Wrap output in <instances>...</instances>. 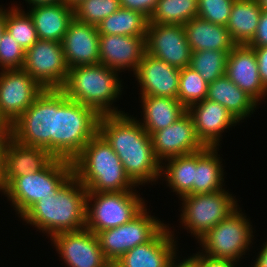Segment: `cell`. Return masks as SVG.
Wrapping results in <instances>:
<instances>
[{
  "mask_svg": "<svg viewBox=\"0 0 267 267\" xmlns=\"http://www.w3.org/2000/svg\"><path fill=\"white\" fill-rule=\"evenodd\" d=\"M166 225L151 241L127 251L118 261V267H168L177 256L174 231Z\"/></svg>",
  "mask_w": 267,
  "mask_h": 267,
  "instance_id": "7402d4cb",
  "label": "cell"
},
{
  "mask_svg": "<svg viewBox=\"0 0 267 267\" xmlns=\"http://www.w3.org/2000/svg\"><path fill=\"white\" fill-rule=\"evenodd\" d=\"M86 197V188L73 176L55 196L37 201L21 219L50 238L60 232L82 230L86 226Z\"/></svg>",
  "mask_w": 267,
  "mask_h": 267,
  "instance_id": "7a4b0ae2",
  "label": "cell"
},
{
  "mask_svg": "<svg viewBox=\"0 0 267 267\" xmlns=\"http://www.w3.org/2000/svg\"><path fill=\"white\" fill-rule=\"evenodd\" d=\"M22 69L44 89H61L69 71L61 42L38 39L25 51Z\"/></svg>",
  "mask_w": 267,
  "mask_h": 267,
  "instance_id": "7c38bea8",
  "label": "cell"
},
{
  "mask_svg": "<svg viewBox=\"0 0 267 267\" xmlns=\"http://www.w3.org/2000/svg\"><path fill=\"white\" fill-rule=\"evenodd\" d=\"M206 99L220 103L238 122L253 114L259 105L226 75L208 84Z\"/></svg>",
  "mask_w": 267,
  "mask_h": 267,
  "instance_id": "484cf974",
  "label": "cell"
},
{
  "mask_svg": "<svg viewBox=\"0 0 267 267\" xmlns=\"http://www.w3.org/2000/svg\"><path fill=\"white\" fill-rule=\"evenodd\" d=\"M257 1H258V4H259V7L262 10H266L267 11V0H257Z\"/></svg>",
  "mask_w": 267,
  "mask_h": 267,
  "instance_id": "f907efd6",
  "label": "cell"
},
{
  "mask_svg": "<svg viewBox=\"0 0 267 267\" xmlns=\"http://www.w3.org/2000/svg\"><path fill=\"white\" fill-rule=\"evenodd\" d=\"M134 75L140 95L178 98L179 68L145 53Z\"/></svg>",
  "mask_w": 267,
  "mask_h": 267,
  "instance_id": "ac0fdd59",
  "label": "cell"
},
{
  "mask_svg": "<svg viewBox=\"0 0 267 267\" xmlns=\"http://www.w3.org/2000/svg\"><path fill=\"white\" fill-rule=\"evenodd\" d=\"M143 112L139 123L151 136L154 132L172 125L187 109L178 99L160 96L141 95Z\"/></svg>",
  "mask_w": 267,
  "mask_h": 267,
  "instance_id": "4316f807",
  "label": "cell"
},
{
  "mask_svg": "<svg viewBox=\"0 0 267 267\" xmlns=\"http://www.w3.org/2000/svg\"><path fill=\"white\" fill-rule=\"evenodd\" d=\"M262 9L257 0H235L227 29L237 45L248 44L256 33Z\"/></svg>",
  "mask_w": 267,
  "mask_h": 267,
  "instance_id": "f1b7e54d",
  "label": "cell"
},
{
  "mask_svg": "<svg viewBox=\"0 0 267 267\" xmlns=\"http://www.w3.org/2000/svg\"><path fill=\"white\" fill-rule=\"evenodd\" d=\"M187 42L192 50H220L229 53L237 44L226 26L194 17L183 25Z\"/></svg>",
  "mask_w": 267,
  "mask_h": 267,
  "instance_id": "d4e9b609",
  "label": "cell"
},
{
  "mask_svg": "<svg viewBox=\"0 0 267 267\" xmlns=\"http://www.w3.org/2000/svg\"><path fill=\"white\" fill-rule=\"evenodd\" d=\"M44 88L23 69L0 71V114L12 124Z\"/></svg>",
  "mask_w": 267,
  "mask_h": 267,
  "instance_id": "4fadbf2b",
  "label": "cell"
},
{
  "mask_svg": "<svg viewBox=\"0 0 267 267\" xmlns=\"http://www.w3.org/2000/svg\"><path fill=\"white\" fill-rule=\"evenodd\" d=\"M195 170L196 152L173 157L161 164L160 179L165 177L162 180L165 179L167 186L172 188V192H176V195L182 198L195 194Z\"/></svg>",
  "mask_w": 267,
  "mask_h": 267,
  "instance_id": "f546056e",
  "label": "cell"
},
{
  "mask_svg": "<svg viewBox=\"0 0 267 267\" xmlns=\"http://www.w3.org/2000/svg\"><path fill=\"white\" fill-rule=\"evenodd\" d=\"M180 200L183 201L180 223L197 240L239 207L236 198L226 189L186 195Z\"/></svg>",
  "mask_w": 267,
  "mask_h": 267,
  "instance_id": "30bf717a",
  "label": "cell"
},
{
  "mask_svg": "<svg viewBox=\"0 0 267 267\" xmlns=\"http://www.w3.org/2000/svg\"><path fill=\"white\" fill-rule=\"evenodd\" d=\"M187 112L193 120L198 139L205 147H219L225 129L229 130L239 123L224 106L206 98L190 106Z\"/></svg>",
  "mask_w": 267,
  "mask_h": 267,
  "instance_id": "e0dca14e",
  "label": "cell"
},
{
  "mask_svg": "<svg viewBox=\"0 0 267 267\" xmlns=\"http://www.w3.org/2000/svg\"><path fill=\"white\" fill-rule=\"evenodd\" d=\"M242 210L237 208L227 218L208 230L198 242L201 253L213 258L240 262L253 241V226Z\"/></svg>",
  "mask_w": 267,
  "mask_h": 267,
  "instance_id": "ba28073f",
  "label": "cell"
},
{
  "mask_svg": "<svg viewBox=\"0 0 267 267\" xmlns=\"http://www.w3.org/2000/svg\"><path fill=\"white\" fill-rule=\"evenodd\" d=\"M264 243L262 246L263 248H261V251L258 252L259 254L257 255L254 262L252 263L253 267H267V241Z\"/></svg>",
  "mask_w": 267,
  "mask_h": 267,
  "instance_id": "ee69618b",
  "label": "cell"
},
{
  "mask_svg": "<svg viewBox=\"0 0 267 267\" xmlns=\"http://www.w3.org/2000/svg\"><path fill=\"white\" fill-rule=\"evenodd\" d=\"M208 84L203 77L190 66L180 69L178 100L188 109L207 97Z\"/></svg>",
  "mask_w": 267,
  "mask_h": 267,
  "instance_id": "e575fe53",
  "label": "cell"
},
{
  "mask_svg": "<svg viewBox=\"0 0 267 267\" xmlns=\"http://www.w3.org/2000/svg\"><path fill=\"white\" fill-rule=\"evenodd\" d=\"M250 47L267 46V11L262 10L257 30L252 40L247 44Z\"/></svg>",
  "mask_w": 267,
  "mask_h": 267,
  "instance_id": "ab89813d",
  "label": "cell"
},
{
  "mask_svg": "<svg viewBox=\"0 0 267 267\" xmlns=\"http://www.w3.org/2000/svg\"><path fill=\"white\" fill-rule=\"evenodd\" d=\"M151 138L154 154L161 164L170 158L205 148L195 133L193 120L187 111L172 125L154 132Z\"/></svg>",
  "mask_w": 267,
  "mask_h": 267,
  "instance_id": "2e32d148",
  "label": "cell"
},
{
  "mask_svg": "<svg viewBox=\"0 0 267 267\" xmlns=\"http://www.w3.org/2000/svg\"><path fill=\"white\" fill-rule=\"evenodd\" d=\"M97 26L74 18L61 42L68 68L100 62Z\"/></svg>",
  "mask_w": 267,
  "mask_h": 267,
  "instance_id": "ffe728a7",
  "label": "cell"
},
{
  "mask_svg": "<svg viewBox=\"0 0 267 267\" xmlns=\"http://www.w3.org/2000/svg\"><path fill=\"white\" fill-rule=\"evenodd\" d=\"M73 176L72 161L53 157L39 171L17 178H0V192L20 218L37 201L55 196Z\"/></svg>",
  "mask_w": 267,
  "mask_h": 267,
  "instance_id": "8992f818",
  "label": "cell"
},
{
  "mask_svg": "<svg viewBox=\"0 0 267 267\" xmlns=\"http://www.w3.org/2000/svg\"><path fill=\"white\" fill-rule=\"evenodd\" d=\"M197 14L198 0H159L148 24L184 25Z\"/></svg>",
  "mask_w": 267,
  "mask_h": 267,
  "instance_id": "1f68e13d",
  "label": "cell"
},
{
  "mask_svg": "<svg viewBox=\"0 0 267 267\" xmlns=\"http://www.w3.org/2000/svg\"><path fill=\"white\" fill-rule=\"evenodd\" d=\"M50 240L68 267H104L109 263L100 248L96 234L86 228L60 232Z\"/></svg>",
  "mask_w": 267,
  "mask_h": 267,
  "instance_id": "9a60e30c",
  "label": "cell"
},
{
  "mask_svg": "<svg viewBox=\"0 0 267 267\" xmlns=\"http://www.w3.org/2000/svg\"><path fill=\"white\" fill-rule=\"evenodd\" d=\"M10 137L20 144L45 149L54 157V89H44L10 124Z\"/></svg>",
  "mask_w": 267,
  "mask_h": 267,
  "instance_id": "9c48e42d",
  "label": "cell"
},
{
  "mask_svg": "<svg viewBox=\"0 0 267 267\" xmlns=\"http://www.w3.org/2000/svg\"><path fill=\"white\" fill-rule=\"evenodd\" d=\"M118 72L101 63L76 66L69 69L61 90L68 99L92 108L99 116L125 113L112 105L123 91Z\"/></svg>",
  "mask_w": 267,
  "mask_h": 267,
  "instance_id": "277c9868",
  "label": "cell"
},
{
  "mask_svg": "<svg viewBox=\"0 0 267 267\" xmlns=\"http://www.w3.org/2000/svg\"><path fill=\"white\" fill-rule=\"evenodd\" d=\"M192 257L199 263L200 267H237V263L230 259L213 258L200 251Z\"/></svg>",
  "mask_w": 267,
  "mask_h": 267,
  "instance_id": "60d3db41",
  "label": "cell"
},
{
  "mask_svg": "<svg viewBox=\"0 0 267 267\" xmlns=\"http://www.w3.org/2000/svg\"><path fill=\"white\" fill-rule=\"evenodd\" d=\"M0 134H10V124L0 114Z\"/></svg>",
  "mask_w": 267,
  "mask_h": 267,
  "instance_id": "7dc6e473",
  "label": "cell"
},
{
  "mask_svg": "<svg viewBox=\"0 0 267 267\" xmlns=\"http://www.w3.org/2000/svg\"><path fill=\"white\" fill-rule=\"evenodd\" d=\"M135 191L87 192L85 228L96 234L132 220L146 207Z\"/></svg>",
  "mask_w": 267,
  "mask_h": 267,
  "instance_id": "52a82bcc",
  "label": "cell"
},
{
  "mask_svg": "<svg viewBox=\"0 0 267 267\" xmlns=\"http://www.w3.org/2000/svg\"><path fill=\"white\" fill-rule=\"evenodd\" d=\"M120 7V0H84L74 8V17L82 23L98 26Z\"/></svg>",
  "mask_w": 267,
  "mask_h": 267,
  "instance_id": "d590c367",
  "label": "cell"
},
{
  "mask_svg": "<svg viewBox=\"0 0 267 267\" xmlns=\"http://www.w3.org/2000/svg\"><path fill=\"white\" fill-rule=\"evenodd\" d=\"M235 0H198L197 16L208 22L227 26Z\"/></svg>",
  "mask_w": 267,
  "mask_h": 267,
  "instance_id": "74e56055",
  "label": "cell"
},
{
  "mask_svg": "<svg viewBox=\"0 0 267 267\" xmlns=\"http://www.w3.org/2000/svg\"><path fill=\"white\" fill-rule=\"evenodd\" d=\"M25 50L5 30L0 38V70L22 69Z\"/></svg>",
  "mask_w": 267,
  "mask_h": 267,
  "instance_id": "8d00e7d4",
  "label": "cell"
},
{
  "mask_svg": "<svg viewBox=\"0 0 267 267\" xmlns=\"http://www.w3.org/2000/svg\"><path fill=\"white\" fill-rule=\"evenodd\" d=\"M104 267H118L116 262H109Z\"/></svg>",
  "mask_w": 267,
  "mask_h": 267,
  "instance_id": "816d5d0a",
  "label": "cell"
},
{
  "mask_svg": "<svg viewBox=\"0 0 267 267\" xmlns=\"http://www.w3.org/2000/svg\"><path fill=\"white\" fill-rule=\"evenodd\" d=\"M4 31H5V8L3 9L1 5L0 6V38Z\"/></svg>",
  "mask_w": 267,
  "mask_h": 267,
  "instance_id": "c3c4849f",
  "label": "cell"
},
{
  "mask_svg": "<svg viewBox=\"0 0 267 267\" xmlns=\"http://www.w3.org/2000/svg\"><path fill=\"white\" fill-rule=\"evenodd\" d=\"M128 115L100 116L98 132L120 158L125 173L139 187L160 178L161 163L154 154L151 136L134 116Z\"/></svg>",
  "mask_w": 267,
  "mask_h": 267,
  "instance_id": "6da1fadb",
  "label": "cell"
},
{
  "mask_svg": "<svg viewBox=\"0 0 267 267\" xmlns=\"http://www.w3.org/2000/svg\"><path fill=\"white\" fill-rule=\"evenodd\" d=\"M10 136V134H0V178L3 171V148L6 139Z\"/></svg>",
  "mask_w": 267,
  "mask_h": 267,
  "instance_id": "f6af8a7d",
  "label": "cell"
},
{
  "mask_svg": "<svg viewBox=\"0 0 267 267\" xmlns=\"http://www.w3.org/2000/svg\"><path fill=\"white\" fill-rule=\"evenodd\" d=\"M5 30L25 51L38 40L32 18L17 5L5 9Z\"/></svg>",
  "mask_w": 267,
  "mask_h": 267,
  "instance_id": "d6a6232c",
  "label": "cell"
},
{
  "mask_svg": "<svg viewBox=\"0 0 267 267\" xmlns=\"http://www.w3.org/2000/svg\"><path fill=\"white\" fill-rule=\"evenodd\" d=\"M72 163L74 176L87 192H122L137 187L125 173L118 155L99 132Z\"/></svg>",
  "mask_w": 267,
  "mask_h": 267,
  "instance_id": "3957f363",
  "label": "cell"
},
{
  "mask_svg": "<svg viewBox=\"0 0 267 267\" xmlns=\"http://www.w3.org/2000/svg\"><path fill=\"white\" fill-rule=\"evenodd\" d=\"M218 149V150H217ZM219 147H205L196 152L195 194L224 190V169Z\"/></svg>",
  "mask_w": 267,
  "mask_h": 267,
  "instance_id": "83f0119b",
  "label": "cell"
},
{
  "mask_svg": "<svg viewBox=\"0 0 267 267\" xmlns=\"http://www.w3.org/2000/svg\"><path fill=\"white\" fill-rule=\"evenodd\" d=\"M228 53L220 50L194 51L190 67L197 71L207 83L225 76Z\"/></svg>",
  "mask_w": 267,
  "mask_h": 267,
  "instance_id": "836d02e7",
  "label": "cell"
},
{
  "mask_svg": "<svg viewBox=\"0 0 267 267\" xmlns=\"http://www.w3.org/2000/svg\"><path fill=\"white\" fill-rule=\"evenodd\" d=\"M82 1L84 0H63V3L74 9Z\"/></svg>",
  "mask_w": 267,
  "mask_h": 267,
  "instance_id": "681fc988",
  "label": "cell"
},
{
  "mask_svg": "<svg viewBox=\"0 0 267 267\" xmlns=\"http://www.w3.org/2000/svg\"><path fill=\"white\" fill-rule=\"evenodd\" d=\"M148 19L140 12L120 7L106 17L97 29L99 34L145 37Z\"/></svg>",
  "mask_w": 267,
  "mask_h": 267,
  "instance_id": "4dcf8cb0",
  "label": "cell"
},
{
  "mask_svg": "<svg viewBox=\"0 0 267 267\" xmlns=\"http://www.w3.org/2000/svg\"><path fill=\"white\" fill-rule=\"evenodd\" d=\"M28 11L38 39L55 42H62L70 23L75 18L74 9L64 3L32 6Z\"/></svg>",
  "mask_w": 267,
  "mask_h": 267,
  "instance_id": "cb8c5ba5",
  "label": "cell"
},
{
  "mask_svg": "<svg viewBox=\"0 0 267 267\" xmlns=\"http://www.w3.org/2000/svg\"><path fill=\"white\" fill-rule=\"evenodd\" d=\"M159 0H120V6L125 9L140 12L150 18Z\"/></svg>",
  "mask_w": 267,
  "mask_h": 267,
  "instance_id": "f35d334b",
  "label": "cell"
},
{
  "mask_svg": "<svg viewBox=\"0 0 267 267\" xmlns=\"http://www.w3.org/2000/svg\"><path fill=\"white\" fill-rule=\"evenodd\" d=\"M52 158L45 149L20 144L9 136L3 148L1 178H17L39 171Z\"/></svg>",
  "mask_w": 267,
  "mask_h": 267,
  "instance_id": "603a6c76",
  "label": "cell"
},
{
  "mask_svg": "<svg viewBox=\"0 0 267 267\" xmlns=\"http://www.w3.org/2000/svg\"><path fill=\"white\" fill-rule=\"evenodd\" d=\"M166 225L149 215L145 207L126 224L100 231L96 236L107 260L116 262L130 249L151 241Z\"/></svg>",
  "mask_w": 267,
  "mask_h": 267,
  "instance_id": "8fae6325",
  "label": "cell"
},
{
  "mask_svg": "<svg viewBox=\"0 0 267 267\" xmlns=\"http://www.w3.org/2000/svg\"><path fill=\"white\" fill-rule=\"evenodd\" d=\"M29 5L38 6V5H47L55 3H63V0H25Z\"/></svg>",
  "mask_w": 267,
  "mask_h": 267,
  "instance_id": "bcb514c9",
  "label": "cell"
},
{
  "mask_svg": "<svg viewBox=\"0 0 267 267\" xmlns=\"http://www.w3.org/2000/svg\"><path fill=\"white\" fill-rule=\"evenodd\" d=\"M177 258L178 256H175L169 263L168 267H200L199 263L192 256H188V259H182V262L178 259L179 263L176 262Z\"/></svg>",
  "mask_w": 267,
  "mask_h": 267,
  "instance_id": "7bdbcfd3",
  "label": "cell"
},
{
  "mask_svg": "<svg viewBox=\"0 0 267 267\" xmlns=\"http://www.w3.org/2000/svg\"><path fill=\"white\" fill-rule=\"evenodd\" d=\"M145 53V37L99 35V63L120 73L127 69L135 73Z\"/></svg>",
  "mask_w": 267,
  "mask_h": 267,
  "instance_id": "d6986e66",
  "label": "cell"
},
{
  "mask_svg": "<svg viewBox=\"0 0 267 267\" xmlns=\"http://www.w3.org/2000/svg\"><path fill=\"white\" fill-rule=\"evenodd\" d=\"M258 62V72L261 83L267 89V46L252 47Z\"/></svg>",
  "mask_w": 267,
  "mask_h": 267,
  "instance_id": "b9f144b4",
  "label": "cell"
},
{
  "mask_svg": "<svg viewBox=\"0 0 267 267\" xmlns=\"http://www.w3.org/2000/svg\"><path fill=\"white\" fill-rule=\"evenodd\" d=\"M146 53L169 65L188 67L192 50L183 25L148 24L145 36Z\"/></svg>",
  "mask_w": 267,
  "mask_h": 267,
  "instance_id": "5bb4252c",
  "label": "cell"
},
{
  "mask_svg": "<svg viewBox=\"0 0 267 267\" xmlns=\"http://www.w3.org/2000/svg\"><path fill=\"white\" fill-rule=\"evenodd\" d=\"M99 115L54 89V157L73 161L98 132Z\"/></svg>",
  "mask_w": 267,
  "mask_h": 267,
  "instance_id": "5b68a950",
  "label": "cell"
},
{
  "mask_svg": "<svg viewBox=\"0 0 267 267\" xmlns=\"http://www.w3.org/2000/svg\"><path fill=\"white\" fill-rule=\"evenodd\" d=\"M225 75L257 103L267 96L259 77L256 54L247 44L236 45L228 53Z\"/></svg>",
  "mask_w": 267,
  "mask_h": 267,
  "instance_id": "44dd1931",
  "label": "cell"
}]
</instances>
